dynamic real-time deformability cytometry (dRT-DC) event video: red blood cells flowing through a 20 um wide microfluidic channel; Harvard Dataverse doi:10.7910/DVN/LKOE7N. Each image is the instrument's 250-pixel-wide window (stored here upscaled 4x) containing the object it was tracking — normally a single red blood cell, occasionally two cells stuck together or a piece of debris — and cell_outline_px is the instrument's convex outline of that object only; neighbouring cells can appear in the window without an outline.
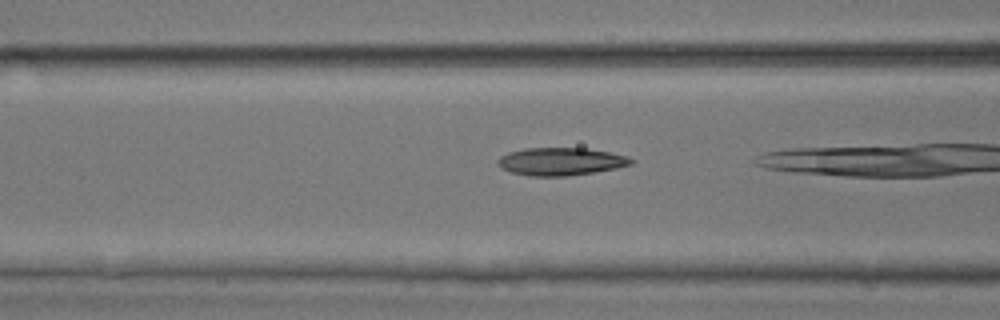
{"species": "common noctule bat (a hibernating species)", "species_latin": "Nyctalus noctula", "temperature_condition": "room temperature", "stored_images_in_passage": 25, "camera_frame_rate_fps": 3000, "um_per_image_px": 0.085, "animal": {"sex": "male", "body_mass_g": 17.9, "forearm_length_mm": 54.2}, "frame": {"image": 1, "passage_image": 18, "time_ms": 5.667, "image_size_px": [1000, 320], "cell_outline_px": [[636, 160], [632, 164], [616, 168], [596, 172], [564, 176], [528, 176], [512, 172], [500, 168], [496, 164], [496, 160], [500, 156], [508, 152], [524, 148], [584, 148], [608, 152], [624, 156]], "centroid_in_image_um": [47.61, 13.73], "position_along_channel_um": 119.0, "area_um2": 21.62}}